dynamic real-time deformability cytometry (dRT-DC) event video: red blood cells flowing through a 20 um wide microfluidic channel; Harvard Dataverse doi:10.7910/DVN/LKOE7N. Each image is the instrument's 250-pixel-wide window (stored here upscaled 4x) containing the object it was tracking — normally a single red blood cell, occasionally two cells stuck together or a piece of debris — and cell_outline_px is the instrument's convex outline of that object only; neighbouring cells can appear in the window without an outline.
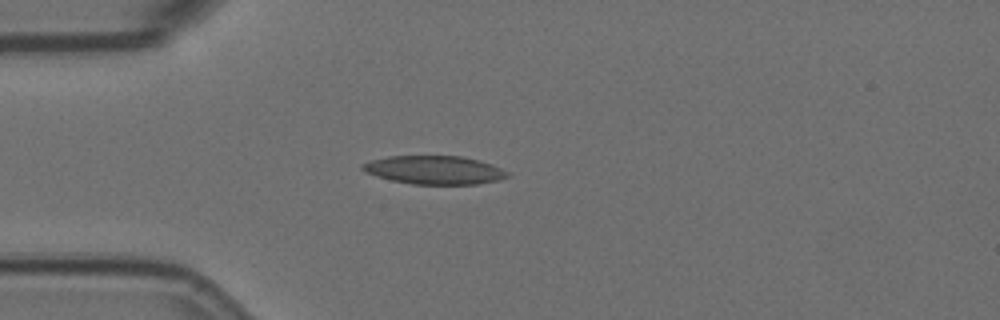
{"species": "Egyptian fruit bat (a non-hibernating species)", "species_latin": "Rousettus aegyptiacus", "temperature_condition": "room temperature", "stored_images_in_passage": 1, "camera_frame_rate_fps": 3000, "um_per_image_px": 0.085, "animal": {"sex": "female"}, "frame": {"image": 1, "passage_image": 1, "time_ms": 0.0, "image_size_px": [1000, 320], "cell_outline_px": [[512, 176], [496, 180], [476, 184], [412, 184], [392, 180], [376, 176], [364, 172], [360, 168], [360, 164], [372, 160], [388, 156], [460, 156], [492, 164], [508, 172]], "centroid_in_image_um": [36.89, 14.45], "position_along_channel_um": 48.1, "area_um2": 23.93}}